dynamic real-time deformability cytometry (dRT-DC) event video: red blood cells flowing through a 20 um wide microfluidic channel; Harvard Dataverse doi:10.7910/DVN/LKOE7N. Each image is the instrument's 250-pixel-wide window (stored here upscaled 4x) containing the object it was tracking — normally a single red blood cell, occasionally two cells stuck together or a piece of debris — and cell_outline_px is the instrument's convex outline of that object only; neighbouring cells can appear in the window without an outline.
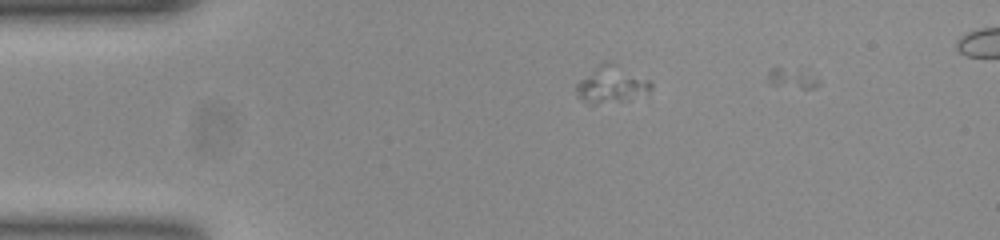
{"species": "common noctule bat (a hibernating species)", "species_latin": "Nyctalus noctula", "temperature_condition": "room temperature", "stored_images_in_passage": 6, "camera_frame_rate_fps": 3000, "um_per_image_px": 0.085, "animal": {"sex": "female", "body_mass_g": 23.0, "forearm_length_mm": 53.4}, "frame": {"image": 1, "passage_image": 5, "time_ms": 1.333, "image_size_px": [1000, 240], "cell_outline_px": [[652, 88], [616, 100], [580, 100], [576, 96], [576, 84], [580, 80], [588, 76], [592, 76], [652, 80]], "centroid_in_image_um": [51.83, 7.47], "position_along_channel_um": 33.2, "area_um2": 10.4}}